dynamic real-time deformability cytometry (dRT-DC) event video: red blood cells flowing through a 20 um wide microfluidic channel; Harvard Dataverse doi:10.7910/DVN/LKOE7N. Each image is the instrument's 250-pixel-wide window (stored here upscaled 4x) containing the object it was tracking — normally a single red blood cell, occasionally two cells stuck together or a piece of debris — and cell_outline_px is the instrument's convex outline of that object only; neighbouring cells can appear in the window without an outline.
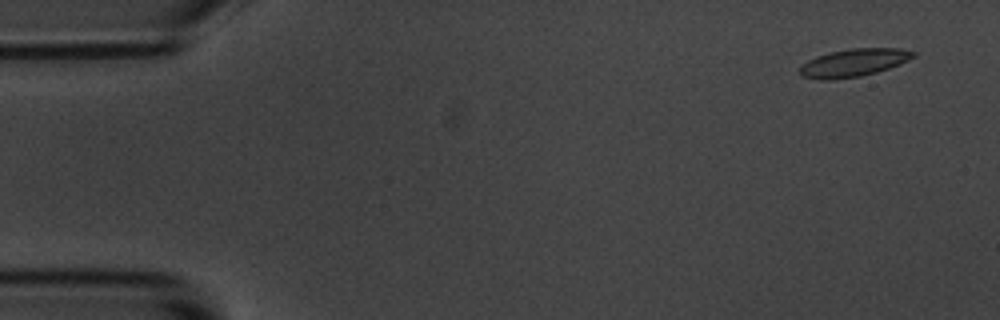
{"species": "common noctule bat (a hibernating species)", "species_latin": "Nyctalus noctula", "temperature_condition": "room temperature", "stored_images_in_passage": 4, "camera_frame_rate_fps": 3000, "um_per_image_px": 0.085, "animal": {"sex": "male", "body_mass_g": 20.1, "forearm_length_mm": 53.5}, "frame": {"image": 1, "passage_image": 1, "time_ms": 0.0, "image_size_px": [1000, 320], "cell_outline_px": [[916, 56], [900, 64], [876, 72], [860, 76], [832, 80], [820, 80], [800, 76], [800, 64], [816, 56], [832, 52], [852, 48], [900, 48], [916, 52]], "centroid_in_image_um": [72.54, 5.33], "position_along_channel_um": 12.5, "area_um2": 18.44}}
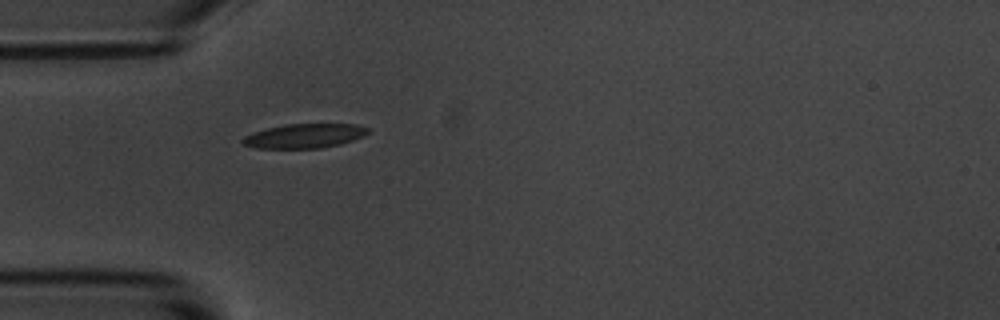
{"frame": {"image": 2, "passage_image": 4, "time_ms": 1.0, "image_size_px": [1000, 320], "cell_outline_px": [[368, 132], [364, 136], [340, 144], [320, 148], [256, 148], [244, 144], [240, 140], [244, 136], [252, 132], [284, 124], [356, 124], [368, 128]], "centroid_in_image_um": [25.85, 11.55], "position_along_channel_um": 59.1, "area_um2": 17.69}}